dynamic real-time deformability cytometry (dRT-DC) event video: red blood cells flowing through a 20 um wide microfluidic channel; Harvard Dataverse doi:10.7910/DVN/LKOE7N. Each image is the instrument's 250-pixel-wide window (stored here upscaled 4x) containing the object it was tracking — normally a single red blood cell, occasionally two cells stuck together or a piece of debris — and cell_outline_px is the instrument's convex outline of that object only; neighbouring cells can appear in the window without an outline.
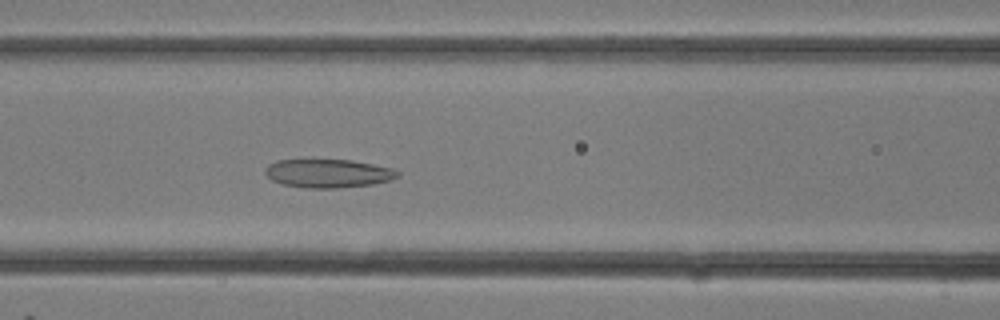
{"species": "common noctule bat (a hibernating species)", "species_latin": "Nyctalus noctula", "temperature_condition": "room temperature", "stored_images_in_passage": 16, "camera_frame_rate_fps": 3000, "um_per_image_px": 0.085, "animal": {"sex": "female"}, "frame": {"image": 1, "passage_image": 14, "time_ms": 4.333, "image_size_px": [1000, 320], "cell_outline_px": [[400, 176], [392, 180], [372, 184], [336, 188], [308, 188], [280, 184], [272, 180], [264, 172], [268, 164], [276, 160], [352, 160], [392, 168], [400, 172]], "centroid_in_image_um": [27.9, 14.74], "position_along_channel_um": 138.7, "area_um2": 22.02}}
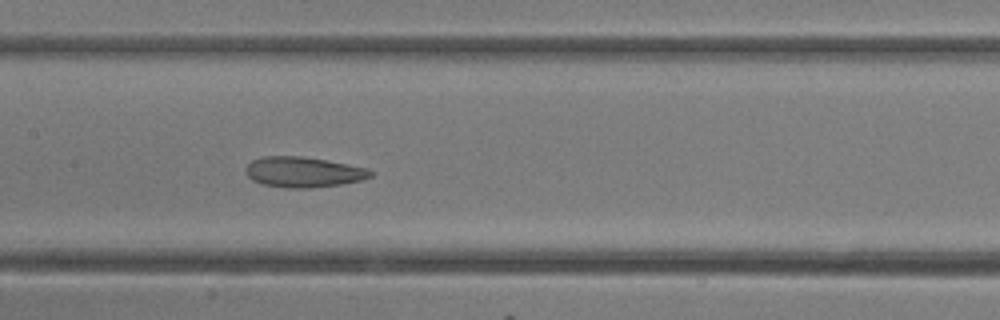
{"frame": {"image": 2, "passage_image": 16, "time_ms": 5.0, "image_size_px": [1000, 320], "cell_outline_px": [[372, 176], [360, 180], [340, 184], [308, 188], [284, 188], [264, 184], [252, 180], [244, 172], [244, 168], [252, 160], [264, 156], [300, 156], [324, 160], [368, 168], [372, 172]], "centroid_in_image_um": [25.73, 14.62], "position_along_channel_um": 181.7, "area_um2": 21.96}}